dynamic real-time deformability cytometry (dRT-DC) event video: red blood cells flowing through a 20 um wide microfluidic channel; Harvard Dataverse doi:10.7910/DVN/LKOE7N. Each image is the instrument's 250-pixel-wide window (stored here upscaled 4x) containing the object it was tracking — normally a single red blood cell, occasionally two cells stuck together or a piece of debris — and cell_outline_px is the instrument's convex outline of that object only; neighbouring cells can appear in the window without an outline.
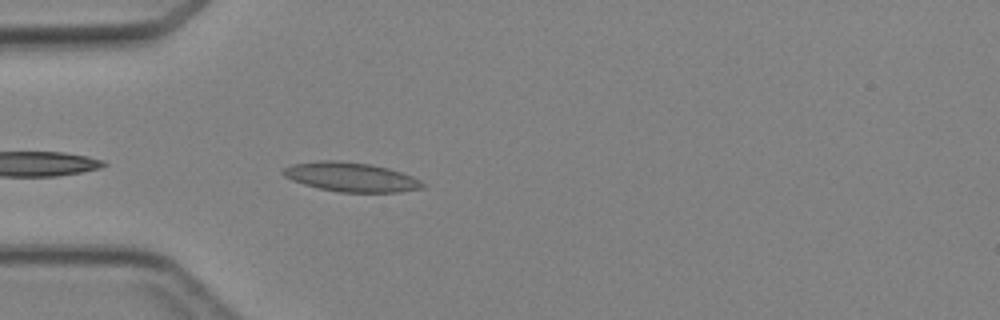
{"species": "Egyptian fruit bat (a non-hibernating species)", "species_latin": "Rousettus aegyptiacus", "temperature_condition": "cold", "stored_images_in_passage": 3, "camera_frame_rate_fps": 3000, "um_per_image_px": 0.085, "animal": {"sex": "female"}, "frame": {"image": 1, "passage_image": 3, "time_ms": 3.333, "image_size_px": [1000, 320], "cell_outline_px": [[424, 188], [400, 192], [340, 192], [320, 188], [304, 184], [292, 180], [284, 176], [280, 172], [284, 168], [292, 164], [320, 160], [340, 160], [372, 164], [388, 168], [412, 176], [420, 180], [424, 184]], "centroid_in_image_um": [29.83, 15.04], "position_along_channel_um": 55.2, "area_um2": 23.81}}